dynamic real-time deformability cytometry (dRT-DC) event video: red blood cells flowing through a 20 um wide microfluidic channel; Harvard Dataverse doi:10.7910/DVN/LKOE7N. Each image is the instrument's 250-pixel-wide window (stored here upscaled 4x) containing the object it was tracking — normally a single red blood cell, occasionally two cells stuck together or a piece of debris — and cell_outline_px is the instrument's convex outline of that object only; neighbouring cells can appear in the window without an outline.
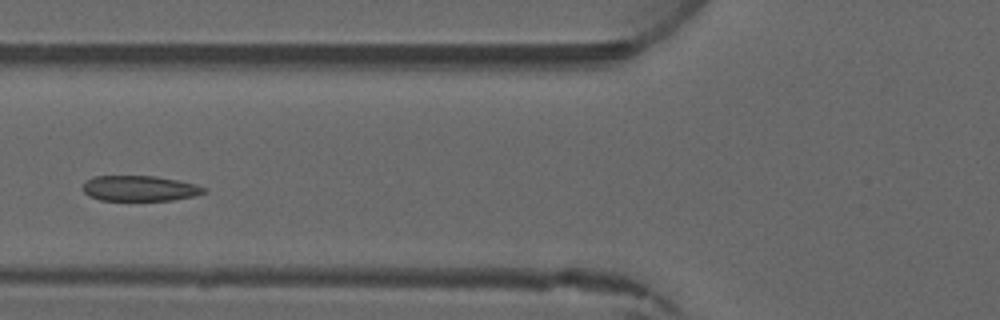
{"species": "common noctule bat (a hibernating species)", "species_latin": "Nyctalus noctula", "temperature_condition": "warm", "stored_images_in_passage": 3, "camera_frame_rate_fps": 3000, "um_per_image_px": 0.085, "animal": {"sex": "male", "forearm_length_mm": 52.5}, "frame": {"image": 1, "passage_image": 3, "time_ms": 2.333, "image_size_px": [1000, 320], "cell_outline_px": [[208, 192], [196, 196], [172, 200], [100, 200], [88, 196], [84, 192], [84, 180], [92, 176], [152, 176], [176, 180], [196, 184], [208, 188]], "centroid_in_image_um": [11.9, 16.01], "position_along_channel_um": 113.9, "area_um2": 18.09}}